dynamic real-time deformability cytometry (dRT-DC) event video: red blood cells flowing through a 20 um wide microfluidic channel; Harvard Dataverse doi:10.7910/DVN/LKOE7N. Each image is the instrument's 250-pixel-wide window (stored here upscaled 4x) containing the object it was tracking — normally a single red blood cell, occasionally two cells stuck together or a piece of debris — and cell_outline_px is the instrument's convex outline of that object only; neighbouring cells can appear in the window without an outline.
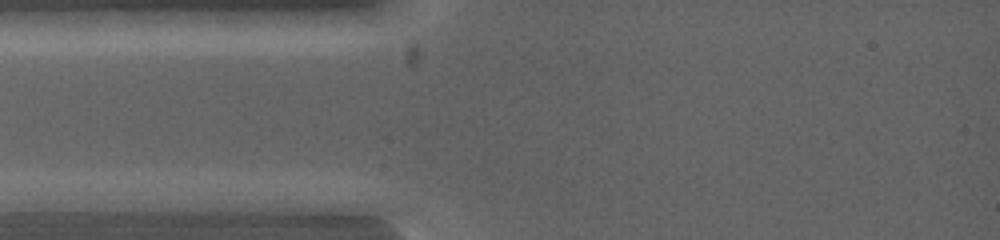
{"species": "common noctule bat (a hibernating species)", "species_latin": "Nyctalus noctula", "temperature_condition": "warm", "stored_images_in_passage": 4, "camera_frame_rate_fps": 5000, "um_per_image_px": 0.085, "animal": {"sex": "female", "body_mass_g": 19.0, "forearm_length_mm": 53.3}, "frame": {"image": 1, "passage_image": 2, "time_ms": 0.8, "image_size_px": [1000, 240], "cell_outline_px": [[144, 200], [60, 212], [16, 212], [16, 200], [96, 192], [104, 192]], "centroid_in_image_um": [6.03, 17.2], "position_along_channel_um": 79.0, "area_um2": 11.39}}